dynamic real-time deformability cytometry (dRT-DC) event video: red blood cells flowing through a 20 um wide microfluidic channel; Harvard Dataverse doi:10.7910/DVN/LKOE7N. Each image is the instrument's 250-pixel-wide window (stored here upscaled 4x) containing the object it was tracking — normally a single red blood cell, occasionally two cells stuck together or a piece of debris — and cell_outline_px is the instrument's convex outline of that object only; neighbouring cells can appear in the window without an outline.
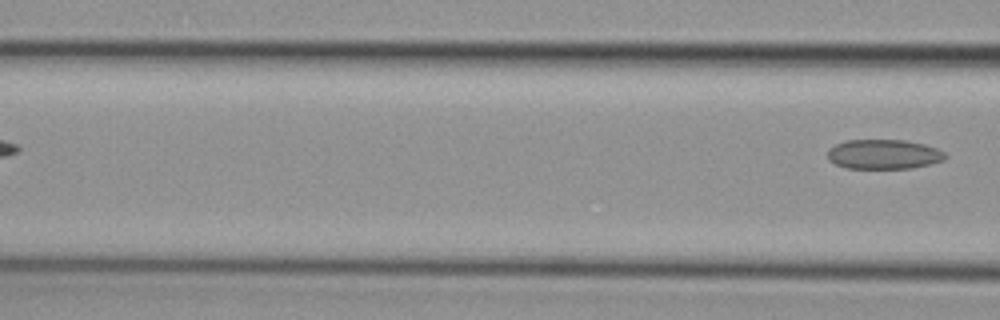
{"species": "common noctule bat (a hibernating species)", "species_latin": "Nyctalus noctula", "temperature_condition": "cold", "stored_images_in_passage": 4, "camera_frame_rate_fps": 3000, "um_per_image_px": 0.085, "animal": {"sex": "female", "body_mass_g": 29.2, "forearm_length_mm": 56.3}, "frame": {"image": 1, "passage_image": 4, "time_ms": 1.0, "image_size_px": [1000, 320], "cell_outline_px": [[948, 156], [944, 160], [912, 168], [844, 168], [828, 160], [828, 148], [844, 140], [904, 140], [924, 144], [936, 148], [944, 152]], "centroid_in_image_um": [75.09, 13.11], "position_along_channel_um": 91.5, "area_um2": 20.35}}